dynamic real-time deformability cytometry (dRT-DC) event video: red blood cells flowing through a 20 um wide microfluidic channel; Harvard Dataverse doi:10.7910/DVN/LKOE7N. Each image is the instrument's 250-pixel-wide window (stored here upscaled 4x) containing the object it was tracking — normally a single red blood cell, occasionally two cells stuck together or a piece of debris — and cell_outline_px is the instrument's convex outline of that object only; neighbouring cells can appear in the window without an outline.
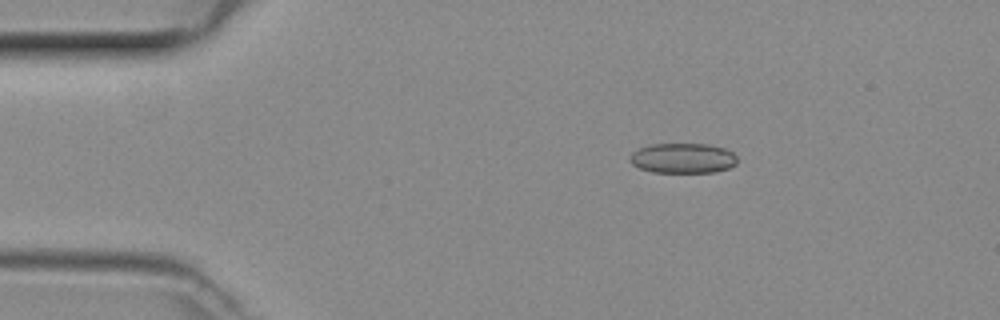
{"species": "common noctule bat (a hibernating species)", "species_latin": "Nyctalus noctula", "temperature_condition": "room temperature", "stored_images_in_passage": 11, "camera_frame_rate_fps": 3000, "um_per_image_px": 0.085, "animal": {"sex": "female", "body_mass_g": 29.2, "forearm_length_mm": 56.3}, "frame": {"image": 1, "passage_image": 1, "time_ms": 0.0, "image_size_px": [1000, 320], "cell_outline_px": [[736, 164], [728, 168], [716, 172], [652, 172], [640, 168], [632, 164], [628, 160], [632, 152], [640, 148], [652, 144], [708, 144], [724, 148], [732, 152], [736, 156]], "centroid_in_image_um": [58.03, 13.45], "position_along_channel_um": 27.0, "area_um2": 18.79}}
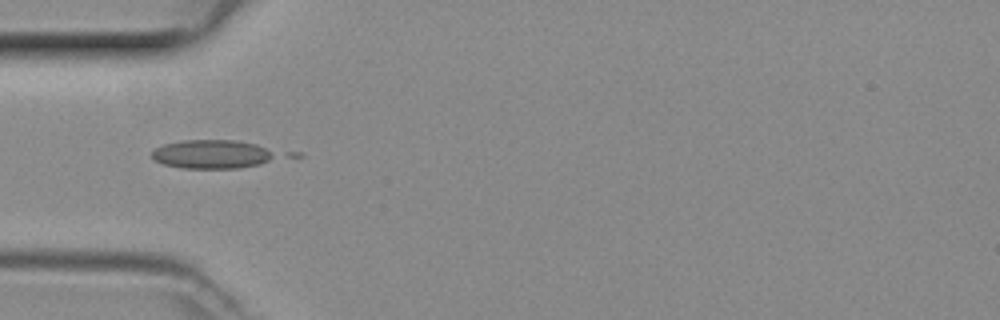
{"frame": {"image": 2, "passage_image": 8, "time_ms": 2.333, "image_size_px": [1000, 320], "cell_outline_px": [[276, 156], [260, 164], [240, 168], [180, 168], [164, 164], [156, 160], [152, 156], [152, 152], [156, 148], [164, 144], [184, 140], [232, 140], [256, 144], [272, 152]], "centroid_in_image_um": [17.98, 13.11], "position_along_channel_um": 67.0, "area_um2": 20.4}}